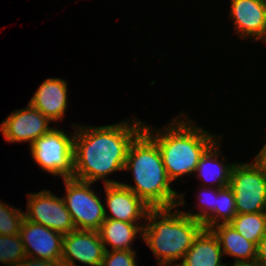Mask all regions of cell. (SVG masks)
Here are the masks:
<instances>
[{
	"label": "cell",
	"mask_w": 266,
	"mask_h": 266,
	"mask_svg": "<svg viewBox=\"0 0 266 266\" xmlns=\"http://www.w3.org/2000/svg\"><path fill=\"white\" fill-rule=\"evenodd\" d=\"M50 122L52 121L48 117L28 103L26 108L9 114L0 124V131L9 143L25 141L31 146L52 129L49 127Z\"/></svg>",
	"instance_id": "9c48e42d"
},
{
	"label": "cell",
	"mask_w": 266,
	"mask_h": 266,
	"mask_svg": "<svg viewBox=\"0 0 266 266\" xmlns=\"http://www.w3.org/2000/svg\"><path fill=\"white\" fill-rule=\"evenodd\" d=\"M237 214L266 212V170L256 161L234 163L230 184Z\"/></svg>",
	"instance_id": "8992f818"
},
{
	"label": "cell",
	"mask_w": 266,
	"mask_h": 266,
	"mask_svg": "<svg viewBox=\"0 0 266 266\" xmlns=\"http://www.w3.org/2000/svg\"><path fill=\"white\" fill-rule=\"evenodd\" d=\"M25 218L31 222L44 225L63 235L75 230L71 214L64 200L52 192L43 190L29 193Z\"/></svg>",
	"instance_id": "ba28073f"
},
{
	"label": "cell",
	"mask_w": 266,
	"mask_h": 266,
	"mask_svg": "<svg viewBox=\"0 0 266 266\" xmlns=\"http://www.w3.org/2000/svg\"><path fill=\"white\" fill-rule=\"evenodd\" d=\"M172 209L151 208L145 218L149 223L143 227L142 239L158 259V266H169L174 261L182 260L204 229L200 221L183 211L172 212Z\"/></svg>",
	"instance_id": "277c9868"
},
{
	"label": "cell",
	"mask_w": 266,
	"mask_h": 266,
	"mask_svg": "<svg viewBox=\"0 0 266 266\" xmlns=\"http://www.w3.org/2000/svg\"><path fill=\"white\" fill-rule=\"evenodd\" d=\"M217 140L201 157L195 172L203 182L205 180L211 184L216 183V188H223L230 184V174L234 163L228 165L218 161L221 150L219 149L220 141Z\"/></svg>",
	"instance_id": "ac0fdd59"
},
{
	"label": "cell",
	"mask_w": 266,
	"mask_h": 266,
	"mask_svg": "<svg viewBox=\"0 0 266 266\" xmlns=\"http://www.w3.org/2000/svg\"><path fill=\"white\" fill-rule=\"evenodd\" d=\"M0 201V234L16 235L21 230L25 214L20 209L9 207Z\"/></svg>",
	"instance_id": "7402d4cb"
},
{
	"label": "cell",
	"mask_w": 266,
	"mask_h": 266,
	"mask_svg": "<svg viewBox=\"0 0 266 266\" xmlns=\"http://www.w3.org/2000/svg\"><path fill=\"white\" fill-rule=\"evenodd\" d=\"M230 17L242 39L253 37L266 41L265 0H230Z\"/></svg>",
	"instance_id": "7c38bea8"
},
{
	"label": "cell",
	"mask_w": 266,
	"mask_h": 266,
	"mask_svg": "<svg viewBox=\"0 0 266 266\" xmlns=\"http://www.w3.org/2000/svg\"><path fill=\"white\" fill-rule=\"evenodd\" d=\"M143 227L141 223H129L121 220L105 219L98 230L105 251L106 245L114 250H132L130 245L139 233L142 238Z\"/></svg>",
	"instance_id": "e0dca14e"
},
{
	"label": "cell",
	"mask_w": 266,
	"mask_h": 266,
	"mask_svg": "<svg viewBox=\"0 0 266 266\" xmlns=\"http://www.w3.org/2000/svg\"><path fill=\"white\" fill-rule=\"evenodd\" d=\"M232 266H246V263H234Z\"/></svg>",
	"instance_id": "83f0119b"
},
{
	"label": "cell",
	"mask_w": 266,
	"mask_h": 266,
	"mask_svg": "<svg viewBox=\"0 0 266 266\" xmlns=\"http://www.w3.org/2000/svg\"><path fill=\"white\" fill-rule=\"evenodd\" d=\"M222 255L217 237L210 229H203L184 254L180 264L173 263L172 266H225L221 263Z\"/></svg>",
	"instance_id": "9a60e30c"
},
{
	"label": "cell",
	"mask_w": 266,
	"mask_h": 266,
	"mask_svg": "<svg viewBox=\"0 0 266 266\" xmlns=\"http://www.w3.org/2000/svg\"><path fill=\"white\" fill-rule=\"evenodd\" d=\"M66 195L62 197L65 206L71 214L75 229H100L105 221V207L97 193L90 189L93 183L75 178H65Z\"/></svg>",
	"instance_id": "52a82bcc"
},
{
	"label": "cell",
	"mask_w": 266,
	"mask_h": 266,
	"mask_svg": "<svg viewBox=\"0 0 266 266\" xmlns=\"http://www.w3.org/2000/svg\"><path fill=\"white\" fill-rule=\"evenodd\" d=\"M255 264L266 266V233L257 244Z\"/></svg>",
	"instance_id": "d4e9b609"
},
{
	"label": "cell",
	"mask_w": 266,
	"mask_h": 266,
	"mask_svg": "<svg viewBox=\"0 0 266 266\" xmlns=\"http://www.w3.org/2000/svg\"><path fill=\"white\" fill-rule=\"evenodd\" d=\"M246 266H258L255 263H246Z\"/></svg>",
	"instance_id": "f1b7e54d"
},
{
	"label": "cell",
	"mask_w": 266,
	"mask_h": 266,
	"mask_svg": "<svg viewBox=\"0 0 266 266\" xmlns=\"http://www.w3.org/2000/svg\"><path fill=\"white\" fill-rule=\"evenodd\" d=\"M133 174L132 190L151 208H175L185 204L183 194L171 188L157 143L143 130L131 143L124 171ZM179 199L178 201L176 199Z\"/></svg>",
	"instance_id": "7a4b0ae2"
},
{
	"label": "cell",
	"mask_w": 266,
	"mask_h": 266,
	"mask_svg": "<svg viewBox=\"0 0 266 266\" xmlns=\"http://www.w3.org/2000/svg\"><path fill=\"white\" fill-rule=\"evenodd\" d=\"M26 253L19 234L1 235L0 234V263L8 266L18 265Z\"/></svg>",
	"instance_id": "44dd1931"
},
{
	"label": "cell",
	"mask_w": 266,
	"mask_h": 266,
	"mask_svg": "<svg viewBox=\"0 0 266 266\" xmlns=\"http://www.w3.org/2000/svg\"><path fill=\"white\" fill-rule=\"evenodd\" d=\"M192 123L188 117L181 121L178 116L168 123L163 133L159 130L154 132L155 128L144 124V131L160 149L166 173L172 182L185 174L195 173L201 157L217 141L216 135Z\"/></svg>",
	"instance_id": "3957f363"
},
{
	"label": "cell",
	"mask_w": 266,
	"mask_h": 266,
	"mask_svg": "<svg viewBox=\"0 0 266 266\" xmlns=\"http://www.w3.org/2000/svg\"><path fill=\"white\" fill-rule=\"evenodd\" d=\"M217 237L223 255L233 256L235 263H255L257 246L245 239L229 223H219L210 228Z\"/></svg>",
	"instance_id": "2e32d148"
},
{
	"label": "cell",
	"mask_w": 266,
	"mask_h": 266,
	"mask_svg": "<svg viewBox=\"0 0 266 266\" xmlns=\"http://www.w3.org/2000/svg\"><path fill=\"white\" fill-rule=\"evenodd\" d=\"M134 250L105 251L101 266H137Z\"/></svg>",
	"instance_id": "cb8c5ba5"
},
{
	"label": "cell",
	"mask_w": 266,
	"mask_h": 266,
	"mask_svg": "<svg viewBox=\"0 0 266 266\" xmlns=\"http://www.w3.org/2000/svg\"><path fill=\"white\" fill-rule=\"evenodd\" d=\"M129 123L127 120L100 127L79 125L80 128L73 124V178L90 183L100 179L105 185L119 184L106 176L124 170L130 145L144 130L145 124L137 119Z\"/></svg>",
	"instance_id": "6da1fadb"
},
{
	"label": "cell",
	"mask_w": 266,
	"mask_h": 266,
	"mask_svg": "<svg viewBox=\"0 0 266 266\" xmlns=\"http://www.w3.org/2000/svg\"><path fill=\"white\" fill-rule=\"evenodd\" d=\"M16 266H62L61 263L51 262L42 259H35L30 257H25L18 265Z\"/></svg>",
	"instance_id": "484cf974"
},
{
	"label": "cell",
	"mask_w": 266,
	"mask_h": 266,
	"mask_svg": "<svg viewBox=\"0 0 266 266\" xmlns=\"http://www.w3.org/2000/svg\"><path fill=\"white\" fill-rule=\"evenodd\" d=\"M74 135L52 128L30 146L32 158L46 172L65 178L74 177Z\"/></svg>",
	"instance_id": "5b68a950"
},
{
	"label": "cell",
	"mask_w": 266,
	"mask_h": 266,
	"mask_svg": "<svg viewBox=\"0 0 266 266\" xmlns=\"http://www.w3.org/2000/svg\"><path fill=\"white\" fill-rule=\"evenodd\" d=\"M105 248L96 230H73L63 237L62 266H77L79 261L89 266H101Z\"/></svg>",
	"instance_id": "8fae6325"
},
{
	"label": "cell",
	"mask_w": 266,
	"mask_h": 266,
	"mask_svg": "<svg viewBox=\"0 0 266 266\" xmlns=\"http://www.w3.org/2000/svg\"><path fill=\"white\" fill-rule=\"evenodd\" d=\"M106 205L111 215L106 213V219L121 220L129 223H137L138 220L146 218L151 209L132 190L121 183L105 185Z\"/></svg>",
	"instance_id": "4fadbf2b"
},
{
	"label": "cell",
	"mask_w": 266,
	"mask_h": 266,
	"mask_svg": "<svg viewBox=\"0 0 266 266\" xmlns=\"http://www.w3.org/2000/svg\"><path fill=\"white\" fill-rule=\"evenodd\" d=\"M19 235L26 257L61 263L63 234L25 218Z\"/></svg>",
	"instance_id": "30bf717a"
},
{
	"label": "cell",
	"mask_w": 266,
	"mask_h": 266,
	"mask_svg": "<svg viewBox=\"0 0 266 266\" xmlns=\"http://www.w3.org/2000/svg\"><path fill=\"white\" fill-rule=\"evenodd\" d=\"M254 161H256L262 168L266 170V143L254 158Z\"/></svg>",
	"instance_id": "4316f807"
},
{
	"label": "cell",
	"mask_w": 266,
	"mask_h": 266,
	"mask_svg": "<svg viewBox=\"0 0 266 266\" xmlns=\"http://www.w3.org/2000/svg\"><path fill=\"white\" fill-rule=\"evenodd\" d=\"M210 186L209 185L206 186V183H205L202 191L199 192V194H198V199L200 202V203H198V204H200V206H198V207H199L201 212L200 211L198 213H196V212L195 213L184 212L187 216H190L193 219L200 221L201 223L216 209V195L218 193V188L212 187V185H210ZM204 187H207V188L204 189ZM202 192L204 194H207V196L205 197L204 194H202Z\"/></svg>",
	"instance_id": "603a6c76"
},
{
	"label": "cell",
	"mask_w": 266,
	"mask_h": 266,
	"mask_svg": "<svg viewBox=\"0 0 266 266\" xmlns=\"http://www.w3.org/2000/svg\"><path fill=\"white\" fill-rule=\"evenodd\" d=\"M67 87L64 79L48 78L35 91L29 103L51 121L62 120L68 106Z\"/></svg>",
	"instance_id": "5bb4252c"
},
{
	"label": "cell",
	"mask_w": 266,
	"mask_h": 266,
	"mask_svg": "<svg viewBox=\"0 0 266 266\" xmlns=\"http://www.w3.org/2000/svg\"><path fill=\"white\" fill-rule=\"evenodd\" d=\"M236 212L235 196L230 186L218 188L216 195V209L202 222L204 229H210L211 227L221 223H229Z\"/></svg>",
	"instance_id": "ffe728a7"
},
{
	"label": "cell",
	"mask_w": 266,
	"mask_h": 266,
	"mask_svg": "<svg viewBox=\"0 0 266 266\" xmlns=\"http://www.w3.org/2000/svg\"><path fill=\"white\" fill-rule=\"evenodd\" d=\"M229 224L257 246L266 233V212L236 214Z\"/></svg>",
	"instance_id": "d6986e66"
}]
</instances>
